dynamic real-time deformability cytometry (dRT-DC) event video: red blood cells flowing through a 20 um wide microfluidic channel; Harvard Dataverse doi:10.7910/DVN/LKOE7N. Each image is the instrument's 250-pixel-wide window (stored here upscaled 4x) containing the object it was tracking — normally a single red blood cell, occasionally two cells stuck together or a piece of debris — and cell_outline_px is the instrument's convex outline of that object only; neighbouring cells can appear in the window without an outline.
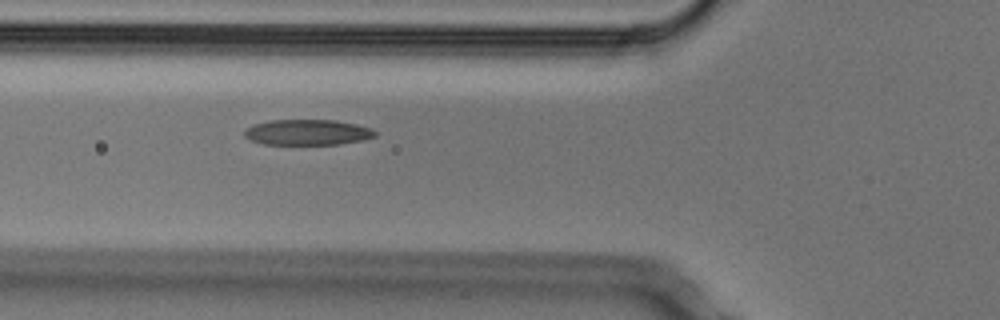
{"species": "Egyptian fruit bat (a non-hibernating species)", "species_latin": "Rousettus aegyptiacus", "temperature_condition": "cold", "stored_images_in_passage": 2, "camera_frame_rate_fps": 3000, "um_per_image_px": 0.085, "animal": {"sex": "male"}, "frame": {"image": 1, "passage_image": 2, "time_ms": 0.333, "image_size_px": [1000, 320], "cell_outline_px": [[376, 136], [364, 140], [336, 144], [260, 144], [248, 140], [244, 136], [244, 128], [252, 124], [268, 120], [336, 120], [356, 124], [372, 128], [376, 132]], "centroid_in_image_um": [26.08, 11.24], "position_along_channel_um": 99.7, "area_um2": 19.77}}